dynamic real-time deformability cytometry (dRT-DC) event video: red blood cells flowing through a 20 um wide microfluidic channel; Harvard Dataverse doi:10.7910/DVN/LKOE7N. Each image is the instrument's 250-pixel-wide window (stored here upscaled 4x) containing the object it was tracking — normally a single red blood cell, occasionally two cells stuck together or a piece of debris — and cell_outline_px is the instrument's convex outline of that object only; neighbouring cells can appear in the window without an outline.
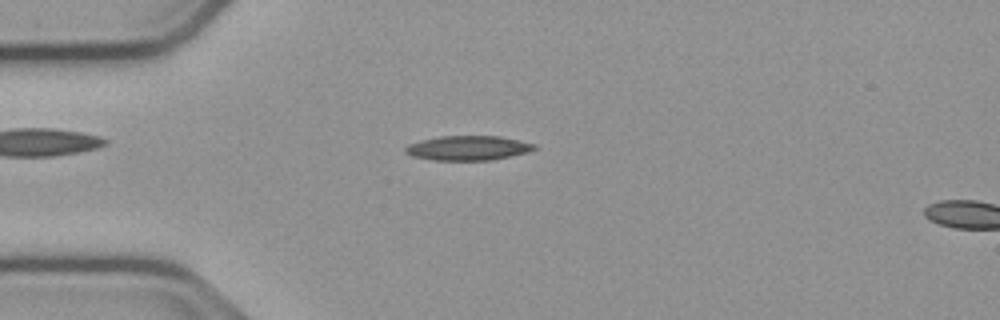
{"species": "common noctule bat (a hibernating species)", "species_latin": "Nyctalus noctula", "temperature_condition": "cold", "stored_images_in_passage": 15, "camera_frame_rate_fps": 3000, "um_per_image_px": 0.085, "animal": {"sex": "male", "body_mass_g": 23.1, "forearm_length_mm": 52.7}, "frame": {"image": 1, "passage_image": 13, "time_ms": 4.0, "image_size_px": [1000, 320], "cell_outline_px": [[540, 148], [528, 152], [492, 160], [432, 160], [412, 156], [404, 152], [404, 148], [408, 144], [420, 140], [440, 136], [500, 136], [536, 144]], "centroid_in_image_um": [39.79, 12.58], "position_along_channel_um": 45.2, "area_um2": 18.61}}